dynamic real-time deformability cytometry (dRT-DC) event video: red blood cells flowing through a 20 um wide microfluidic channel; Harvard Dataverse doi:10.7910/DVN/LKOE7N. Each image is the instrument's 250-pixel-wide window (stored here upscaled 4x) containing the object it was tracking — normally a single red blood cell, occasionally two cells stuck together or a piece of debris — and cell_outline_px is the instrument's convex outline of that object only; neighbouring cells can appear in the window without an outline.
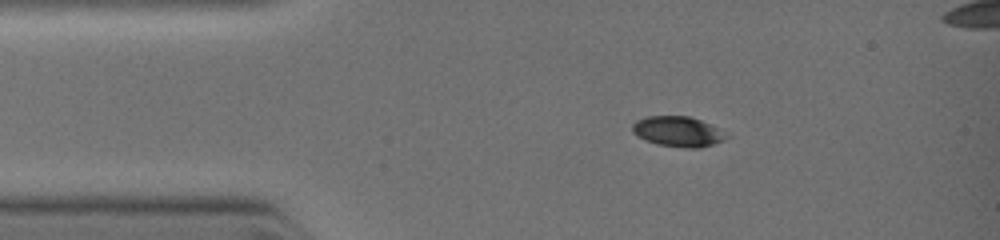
{"species": "common noctule bat (a hibernating species)", "species_latin": "Nyctalus noctula", "temperature_condition": "warm", "stored_images_in_passage": 25, "camera_frame_rate_fps": 3000, "um_per_image_px": 0.085, "animal": {"sex": "female", "body_mass_g": 19.0, "forearm_length_mm": 51.5}, "frame": {"image": 1, "passage_image": 1, "time_ms": 0.0, "image_size_px": [1000, 240], "cell_outline_px": [[732, 136], [724, 140], [712, 144], [696, 148], [692, 148], [660, 144], [636, 136], [632, 132], [632, 124], [636, 120], [648, 116], [688, 116], [700, 120]], "centroid_in_image_um": [57.61, 11.17], "position_along_channel_um": 27.4, "area_um2": 16.24}}
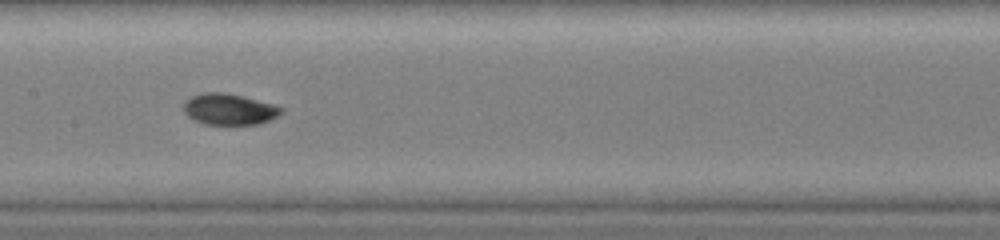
{"frame": {"image": 2, "passage_image": 14, "time_ms": 3.667, "image_size_px": [1000, 240], "cell_outline_px": [[284, 112], [260, 124], [204, 124], [188, 116], [184, 112], [184, 104], [192, 96], [204, 92], [224, 92], [244, 96], [272, 104], [284, 108]], "centroid_in_image_um": [19.5, 9.28], "position_along_channel_um": 187.9, "area_um2": 17.57}}
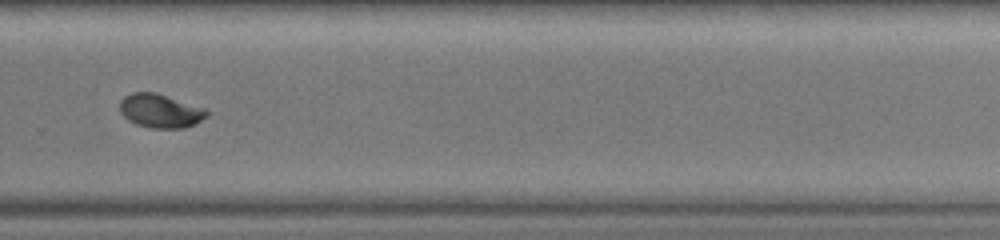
{"frame": {"image": 3, "passage_image": 23, "time_ms": 6.0, "image_size_px": [1000, 240], "cell_outline_px": [[208, 116], [184, 128], [152, 128], [136, 124], [128, 120], [120, 112], [120, 100], [124, 96], [132, 92], [156, 92], [204, 108], [208, 112]], "centroid_in_image_um": [13.59, 9.41], "position_along_channel_um": 316.2, "area_um2": 16.99}}